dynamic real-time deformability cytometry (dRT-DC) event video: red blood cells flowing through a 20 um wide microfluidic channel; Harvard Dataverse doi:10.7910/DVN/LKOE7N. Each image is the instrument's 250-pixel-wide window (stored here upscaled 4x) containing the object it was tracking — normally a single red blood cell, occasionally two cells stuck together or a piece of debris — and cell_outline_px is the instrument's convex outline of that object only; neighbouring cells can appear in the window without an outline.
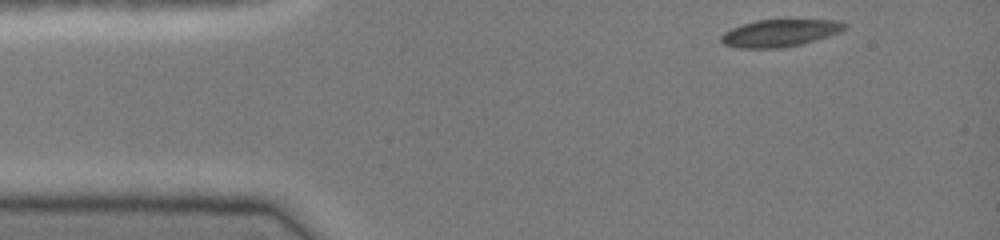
{"species": "common noctule bat (a hibernating species)", "species_latin": "Nyctalus noctula", "temperature_condition": "cold", "stored_images_in_passage": 37, "camera_frame_rate_fps": 3000, "um_per_image_px": 0.085, "animal": {"sex": "female", "body_mass_g": 19.0, "forearm_length_mm": 51.5}, "frame": {"image": 1, "passage_image": 1, "time_ms": 0.0, "image_size_px": [1000, 240], "cell_outline_px": [[848, 28], [840, 32], [816, 40], [800, 44], [780, 48], [740, 48], [724, 44], [720, 40], [720, 36], [724, 32], [732, 28], [756, 20], [836, 20], [848, 24]], "centroid_in_image_um": [66.31, 2.81], "position_along_channel_um": 18.7, "area_um2": 19.54}}
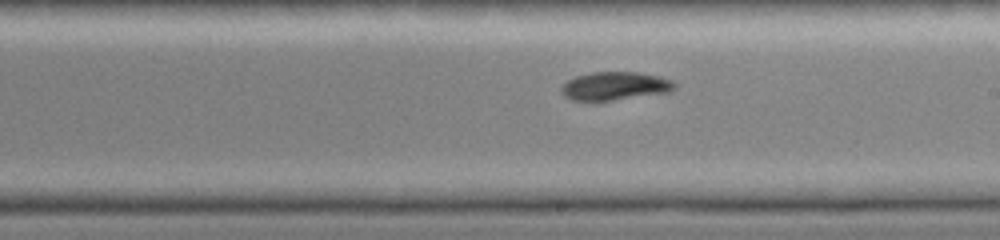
{"frame": {"image": 2, "passage_image": 22, "time_ms": 7.0, "image_size_px": [1000, 240], "cell_outline_px": [[676, 88], [672, 92], [612, 100], [572, 100], [564, 96], [560, 92], [560, 88], [568, 80], [576, 76], [592, 72], [636, 72], [660, 76], [672, 80], [676, 84]], "centroid_in_image_um": [52.3, 7.31], "position_along_channel_um": 236.7, "area_um2": 18.73}}
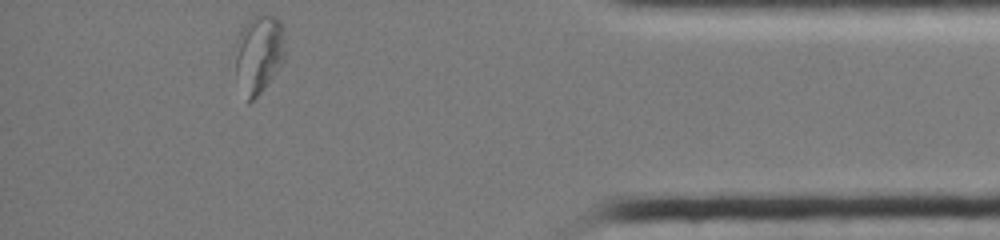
{"frame": {"image": 3, "passage_image": 37, "time_ms": 12.0, "image_size_px": [1000, 240], "cell_outline_px": [[284, 60], [264, 88], [248, 104], [236, 76], [236, 40], [244, 24], [252, 16], [276, 16], [280, 20], [284, 32]], "centroid_in_image_um": [22.0, 4.56], "position_along_channel_um": 413.2, "area_um2": 22.54}, "authors_computed_cell_mechanics": {"area_um2": 19.941, "velocity_mm_per_s": 4.1009, "shape_relaxation_time_tau1_ms": null, "shape_relaxation_time_tau2_ms": 3.3805, "deformation_change_tau1": null, "deformation_change_tau2": 0.0728}}